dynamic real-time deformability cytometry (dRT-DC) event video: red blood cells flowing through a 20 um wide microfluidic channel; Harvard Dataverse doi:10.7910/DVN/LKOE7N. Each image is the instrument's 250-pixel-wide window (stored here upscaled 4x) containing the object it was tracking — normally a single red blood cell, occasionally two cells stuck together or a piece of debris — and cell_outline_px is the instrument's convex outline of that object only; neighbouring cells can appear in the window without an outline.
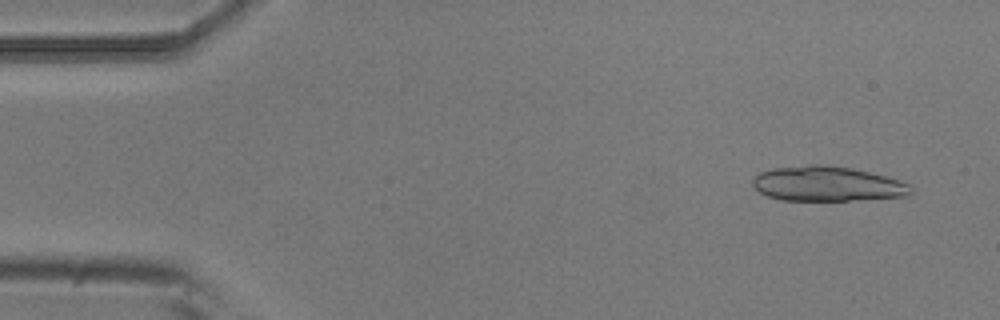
{"species": "common noctule bat (a hibernating species)", "species_latin": "Nyctalus noctula", "temperature_condition": "room temperature", "stored_images_in_passage": 4, "camera_frame_rate_fps": 3000, "um_per_image_px": 0.085, "animal": {"sex": "male", "body_mass_g": 20.5, "forearm_length_mm": 52.5}, "frame": {"image": 1, "passage_image": 1, "time_ms": 0.0, "image_size_px": [1000, 320], "cell_outline_px": [[912, 192], [908, 196], [848, 200], [780, 200], [768, 196], [760, 192], [752, 184], [752, 180], [760, 172], [772, 168], [808, 164], [820, 164], [852, 168], [884, 176], [912, 184]], "centroid_in_image_um": [70.31, 15.62], "position_along_channel_um": 14.7, "area_um2": 32.08}}